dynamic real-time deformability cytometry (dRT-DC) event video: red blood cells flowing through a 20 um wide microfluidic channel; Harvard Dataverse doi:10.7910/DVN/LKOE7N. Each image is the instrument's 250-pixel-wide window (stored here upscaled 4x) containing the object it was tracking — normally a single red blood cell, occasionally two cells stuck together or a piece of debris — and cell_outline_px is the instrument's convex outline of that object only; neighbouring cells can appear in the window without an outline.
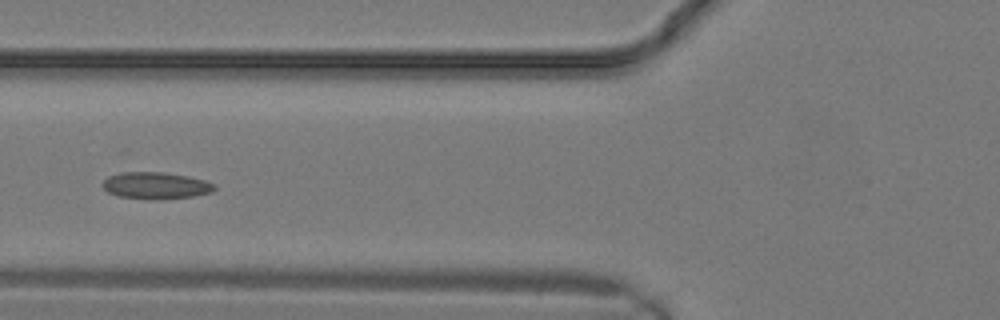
{"species": "common noctule bat (a hibernating species)", "species_latin": "Nyctalus noctula", "temperature_condition": "warm", "stored_images_in_passage": 11, "camera_frame_rate_fps": 3000, "um_per_image_px": 0.085, "animal": {"sex": "male", "body_mass_g": 19.2, "forearm_length_mm": 51.8}, "frame": {"image": 1, "passage_image": 10, "time_ms": 3.0, "image_size_px": [1000, 320], "cell_outline_px": [[216, 188], [212, 192], [192, 196], [160, 200], [156, 200], [120, 196], [108, 192], [104, 188], [104, 180], [108, 176], [120, 172], [164, 172], [188, 176], [204, 180], [216, 184]], "centroid_in_image_um": [13.27, 15.77], "position_along_channel_um": 112.5, "area_um2": 17.46}}